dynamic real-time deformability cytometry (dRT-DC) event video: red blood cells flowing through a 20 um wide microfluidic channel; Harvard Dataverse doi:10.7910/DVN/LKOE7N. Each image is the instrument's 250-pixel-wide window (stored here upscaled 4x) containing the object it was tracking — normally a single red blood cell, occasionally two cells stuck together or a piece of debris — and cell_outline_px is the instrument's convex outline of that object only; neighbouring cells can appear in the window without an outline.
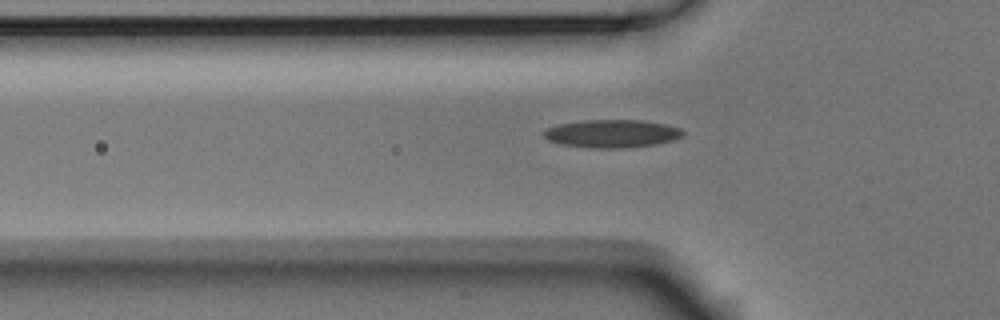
{"species": "Egyptian fruit bat (a non-hibernating species)", "species_latin": "Rousettus aegyptiacus", "temperature_condition": "room temperature", "stored_images_in_passage": 39, "camera_frame_rate_fps": 3000, "um_per_image_px": 0.085, "animal": {"sex": "male"}, "frame": {"image": 1, "passage_image": 4, "time_ms": 1.0, "image_size_px": [1000, 320], "cell_outline_px": [[684, 136], [672, 140], [656, 144], [624, 148], [588, 148], [560, 144], [548, 140], [544, 136], [544, 132], [548, 128], [560, 124], [584, 120], [644, 120], [664, 124], [680, 128], [684, 132]], "centroid_in_image_um": [52.03, 11.36], "position_along_channel_um": 73.8, "area_um2": 22.66}}
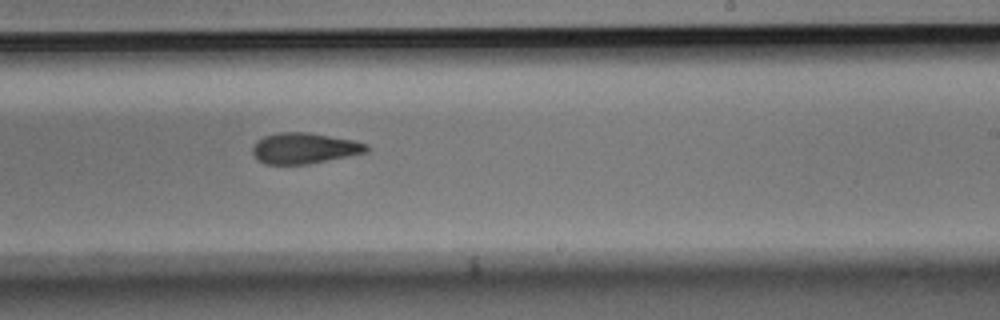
{"frame": {"image": 2, "passage_image": 19, "time_ms": 6.0, "image_size_px": [1000, 320], "cell_outline_px": [[368, 152], [308, 164], [264, 164], [252, 152], [252, 144], [256, 140], [264, 136], [280, 132], [308, 132], [352, 140], [368, 144]], "centroid_in_image_um": [25.85, 12.59], "position_along_channel_um": 263.2, "area_um2": 20.4}}
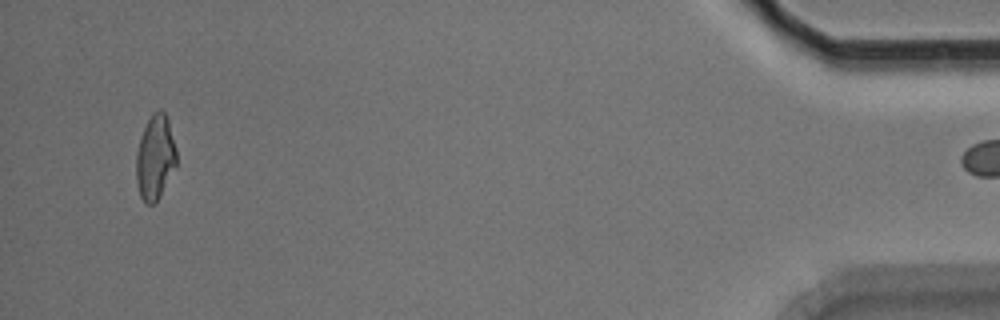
{"frame": {"image": 3, "passage_image": 38, "time_ms": 12.333, "image_size_px": [1000, 320], "cell_outline_px": [[176, 164], [156, 204], [144, 204], [140, 196], [136, 180], [136, 152], [140, 136], [152, 112], [160, 108], [164, 112], [168, 120], [176, 148]], "centroid_in_image_um": [13.17, 13.39], "position_along_channel_um": 422.0, "area_um2": 19.94}}